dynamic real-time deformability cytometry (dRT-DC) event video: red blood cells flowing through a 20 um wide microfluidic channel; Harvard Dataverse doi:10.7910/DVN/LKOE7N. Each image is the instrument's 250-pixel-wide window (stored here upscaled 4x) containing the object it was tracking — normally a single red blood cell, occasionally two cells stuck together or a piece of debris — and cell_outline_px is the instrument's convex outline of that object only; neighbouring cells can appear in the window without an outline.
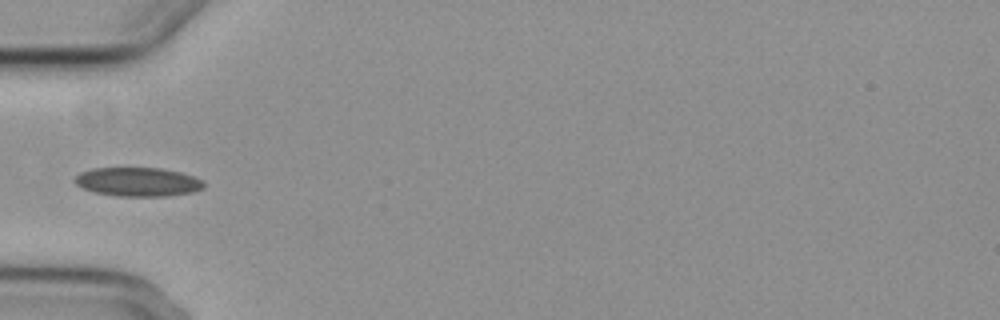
{"species": "common noctule bat (a hibernating species)", "species_latin": "Nyctalus noctula", "temperature_condition": "cold", "stored_images_in_passage": 6, "camera_frame_rate_fps": 3000, "um_per_image_px": 0.085, "animal": {"sex": "female", "body_mass_g": 29.2, "forearm_length_mm": 56.3}, "frame": {"image": 1, "passage_image": 2, "time_ms": 1.333, "image_size_px": [1000, 320], "cell_outline_px": [[204, 188], [192, 192], [168, 196], [120, 196], [96, 192], [84, 188], [76, 184], [72, 180], [80, 172], [92, 168], [160, 168], [180, 172], [204, 180]], "centroid_in_image_um": [11.73, 15.45], "position_along_channel_um": 73.3, "area_um2": 21.68}}
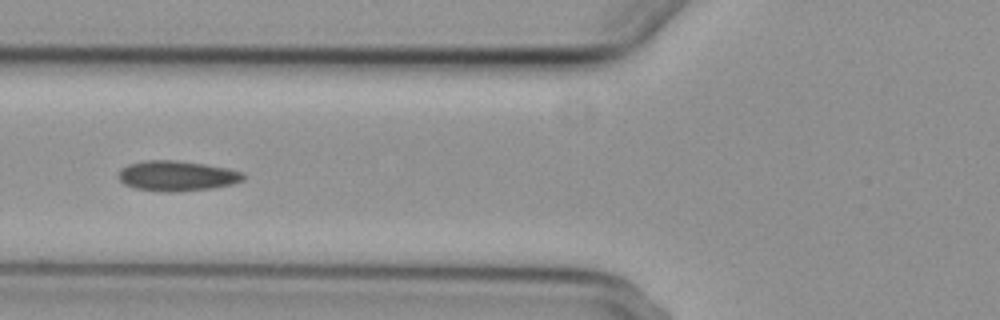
{"frame": {"image": 2, "passage_image": 3, "time_ms": 2.333, "image_size_px": [1000, 320], "cell_outline_px": [[244, 180], [232, 184], [212, 188], [172, 192], [164, 192], [136, 188], [124, 184], [116, 176], [120, 168], [128, 164], [144, 160], [176, 160], [204, 164], [228, 168], [244, 172]], "centroid_in_image_um": [15.01, 14.94], "position_along_channel_um": 110.8, "area_um2": 22.14}}
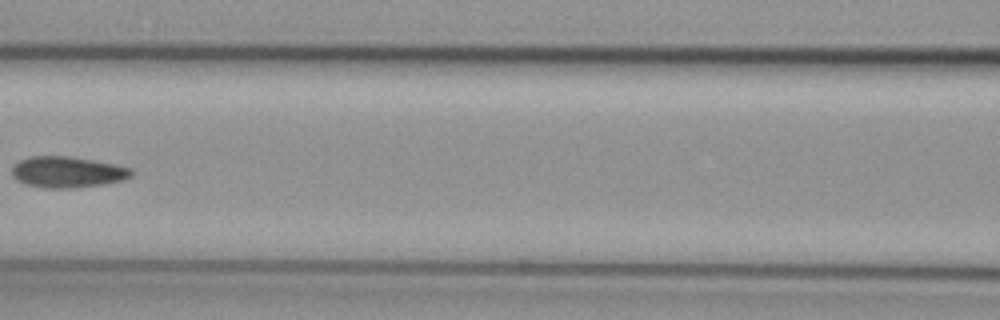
{"frame": {"image": 3, "passage_image": 4, "time_ms": 3.667, "image_size_px": [1000, 320], "cell_outline_px": [[132, 176], [124, 180], [104, 184], [76, 188], [44, 188], [24, 184], [16, 180], [12, 176], [12, 164], [28, 156], [68, 156], [116, 164], [132, 168]], "centroid_in_image_um": [5.71, 14.63], "position_along_channel_um": 160.9, "area_um2": 21.96}}